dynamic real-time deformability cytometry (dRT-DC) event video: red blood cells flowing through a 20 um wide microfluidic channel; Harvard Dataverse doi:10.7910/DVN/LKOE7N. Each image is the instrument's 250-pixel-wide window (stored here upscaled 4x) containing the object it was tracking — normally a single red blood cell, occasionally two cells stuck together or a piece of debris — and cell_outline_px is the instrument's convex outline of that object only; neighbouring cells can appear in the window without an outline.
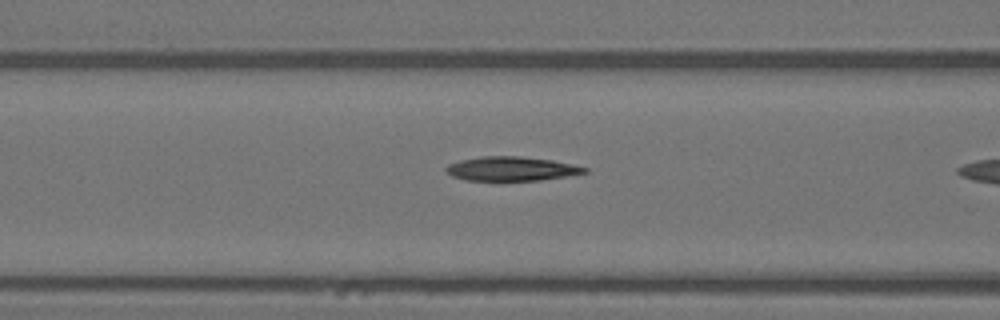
{"species": "Egyptian fruit bat (a non-hibernating species)", "species_latin": "Rousettus aegyptiacus", "temperature_condition": "warm", "stored_images_in_passage": 10, "camera_frame_rate_fps": 3000, "um_per_image_px": 0.085, "animal": {"sex": "female"}, "frame": {"image": 1, "passage_image": 9, "time_ms": 2.667, "image_size_px": [1000, 320], "cell_outline_px": [[588, 172], [540, 180], [464, 180], [452, 176], [444, 172], [444, 168], [448, 164], [460, 160], [480, 156], [520, 156], [552, 160], [572, 164], [588, 168]], "centroid_in_image_um": [43.41, 14.33], "position_along_channel_um": 123.2, "area_um2": 19.48}}